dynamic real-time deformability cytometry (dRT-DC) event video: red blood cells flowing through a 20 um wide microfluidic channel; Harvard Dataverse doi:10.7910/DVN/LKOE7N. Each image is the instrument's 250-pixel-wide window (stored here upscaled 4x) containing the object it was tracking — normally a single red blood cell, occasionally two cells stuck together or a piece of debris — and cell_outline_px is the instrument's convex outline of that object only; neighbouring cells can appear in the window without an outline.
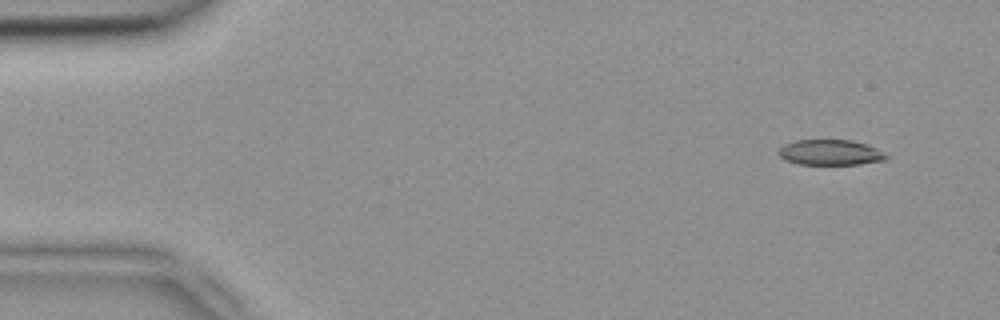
{"species": "common noctule bat (a hibernating species)", "species_latin": "Nyctalus noctula", "temperature_condition": "room temperature", "stored_images_in_passage": 5, "segment_of_instrument_passage": [2, 2], "camera_frame_rate_fps": 3000, "um_per_image_px": 0.085, "animal": {"sex": "female", "body_mass_g": 18.4}, "frame": {"image": 1, "passage_image": 5, "time_ms": 1.333, "image_size_px": [1000, 320], "cell_outline_px": [[892, 156], [884, 160], [860, 164], [796, 164], [780, 156], [780, 148], [784, 144], [796, 140], [852, 140], [876, 148]], "centroid_in_image_um": [70.63, 12.96], "position_along_channel_um": 14.4, "area_um2": 15.84}}